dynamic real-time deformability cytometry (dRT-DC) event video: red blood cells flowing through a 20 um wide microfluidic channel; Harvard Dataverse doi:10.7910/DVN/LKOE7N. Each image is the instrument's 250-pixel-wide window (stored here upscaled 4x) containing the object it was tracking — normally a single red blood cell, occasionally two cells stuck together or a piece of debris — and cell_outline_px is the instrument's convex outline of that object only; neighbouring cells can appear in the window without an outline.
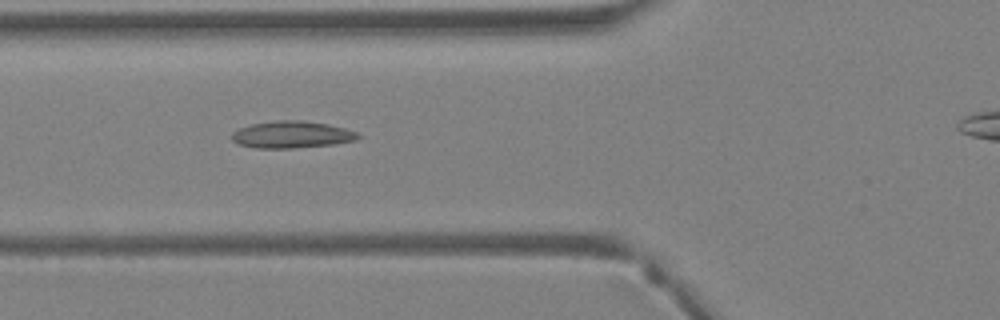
{"species": "Egyptian fruit bat (a non-hibernating species)", "species_latin": "Rousettus aegyptiacus", "temperature_condition": "warm", "stored_images_in_passage": 26, "camera_frame_rate_fps": 3000, "um_per_image_px": 0.085, "animal": {"sex": "female"}, "frame": {"image": 1, "passage_image": 5, "time_ms": 1.333, "image_size_px": [1000, 320], "cell_outline_px": [[360, 136], [356, 140], [332, 144], [292, 148], [256, 148], [240, 144], [232, 140], [232, 132], [240, 128], [252, 124], [276, 120], [300, 120], [328, 124], [344, 128], [356, 132]], "centroid_in_image_um": [24.79, 11.44], "position_along_channel_um": 101.0, "area_um2": 19.59}}
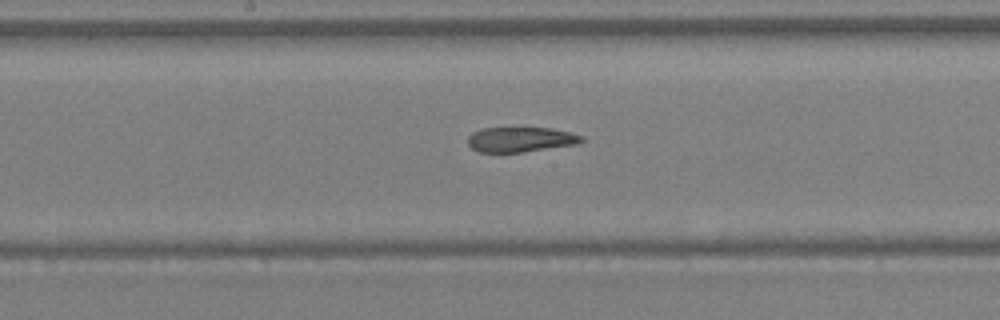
{"frame": {"image": 2, "passage_image": 11, "time_ms": 3.333, "image_size_px": [1000, 320], "cell_outline_px": [[584, 140], [576, 144], [524, 152], [480, 152], [472, 148], [468, 144], [468, 136], [472, 132], [480, 128], [552, 128], [584, 136]], "centroid_in_image_um": [44.23, 11.85], "position_along_channel_um": 204.0, "area_um2": 16.53}}
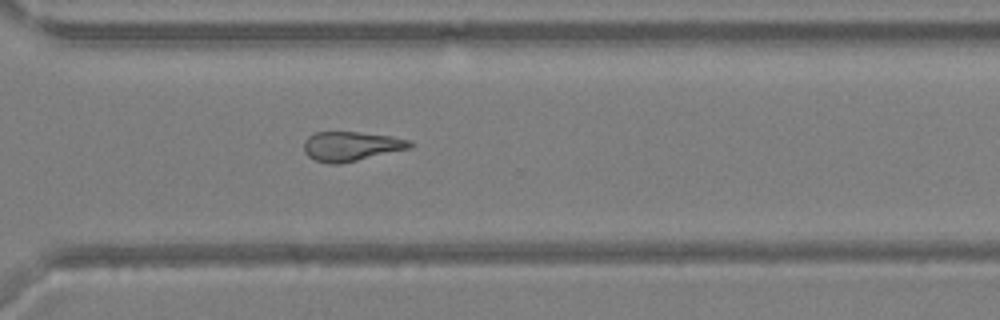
{"frame": {"image": 3, "passage_image": 19, "time_ms": 6.0, "image_size_px": [1000, 320], "cell_outline_px": [[416, 144], [412, 148], [356, 160], [336, 164], [328, 164], [316, 160], [308, 156], [304, 152], [304, 140], [308, 136], [316, 132], [356, 132], [392, 136], [408, 140]], "centroid_in_image_um": [29.85, 12.42], "position_along_channel_um": 340.7, "area_um2": 18.15}}